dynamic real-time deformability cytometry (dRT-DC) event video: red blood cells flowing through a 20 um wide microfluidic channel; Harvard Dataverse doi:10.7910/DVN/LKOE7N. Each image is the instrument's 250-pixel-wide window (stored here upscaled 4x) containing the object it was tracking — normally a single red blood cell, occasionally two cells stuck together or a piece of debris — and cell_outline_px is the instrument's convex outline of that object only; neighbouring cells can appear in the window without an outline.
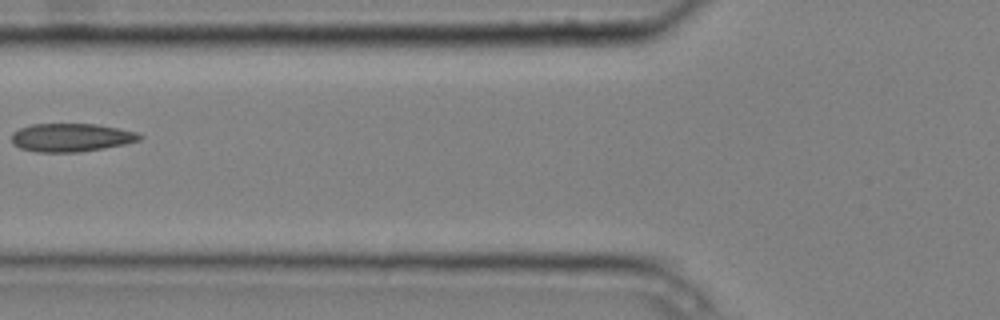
{"species": "common noctule bat (a hibernating species)", "species_latin": "Nyctalus noctula", "temperature_condition": "cold", "stored_images_in_passage": 6, "camera_frame_rate_fps": 3000, "um_per_image_px": 0.085, "animal": {"sex": "male", "body_mass_g": 20.4}, "frame": {"image": 1, "passage_image": 6, "time_ms": 1.667, "image_size_px": [1000, 320], "cell_outline_px": [[144, 136], [140, 140], [124, 144], [104, 148], [80, 152], [36, 152], [20, 148], [12, 144], [12, 132], [20, 128], [32, 124], [96, 124], [136, 132]], "centroid_in_image_um": [6.02, 11.69], "position_along_channel_um": 119.8, "area_um2": 21.1}}